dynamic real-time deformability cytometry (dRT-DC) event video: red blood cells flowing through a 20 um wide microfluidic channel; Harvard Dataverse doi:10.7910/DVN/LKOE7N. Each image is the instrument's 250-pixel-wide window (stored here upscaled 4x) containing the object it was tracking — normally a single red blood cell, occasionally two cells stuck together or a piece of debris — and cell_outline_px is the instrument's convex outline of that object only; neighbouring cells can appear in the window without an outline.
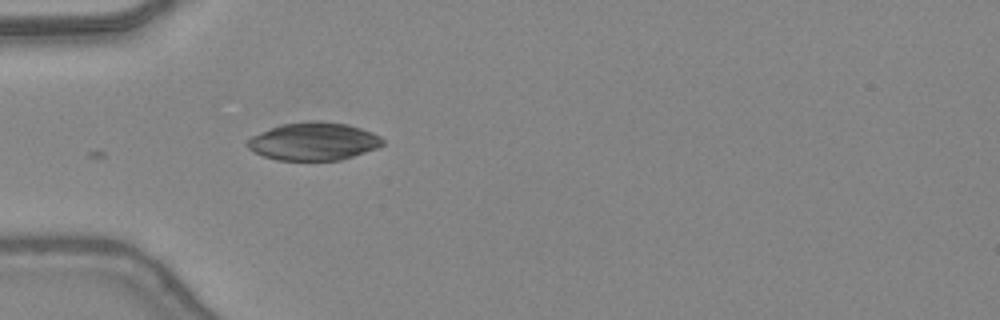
{"species": "common noctule bat (a hibernating species)", "species_latin": "Nyctalus noctula", "temperature_condition": "warm", "stored_images_in_passage": 6, "camera_frame_rate_fps": 3000, "um_per_image_px": 0.085, "animal": {"sex": "female", "body_mass_g": 24.6, "forearm_length_mm": 56.2}, "frame": {"image": 1, "passage_image": 1, "time_ms": 0.0, "image_size_px": [1000, 320], "cell_outline_px": [[384, 144], [376, 148], [340, 160], [276, 160], [252, 152], [244, 144], [252, 136], [280, 124], [308, 120], [316, 120], [348, 124], [372, 132], [380, 136], [384, 140]], "centroid_in_image_um": [26.63, 12.01], "position_along_channel_um": 58.4, "area_um2": 29.94}}
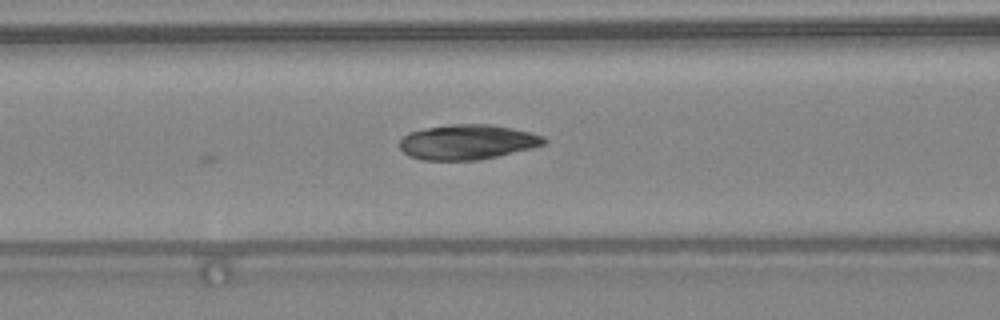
{"frame": {"image": 2, "passage_image": 6, "time_ms": 1.667, "image_size_px": [1000, 320], "cell_outline_px": [[548, 144], [532, 148], [480, 160], [424, 160], [408, 156], [400, 148], [400, 140], [408, 132], [428, 128], [452, 124], [488, 124], [512, 128], [544, 136], [548, 140]], "centroid_in_image_um": [39.75, 12.08], "position_along_channel_um": 126.8, "area_um2": 29.42}}